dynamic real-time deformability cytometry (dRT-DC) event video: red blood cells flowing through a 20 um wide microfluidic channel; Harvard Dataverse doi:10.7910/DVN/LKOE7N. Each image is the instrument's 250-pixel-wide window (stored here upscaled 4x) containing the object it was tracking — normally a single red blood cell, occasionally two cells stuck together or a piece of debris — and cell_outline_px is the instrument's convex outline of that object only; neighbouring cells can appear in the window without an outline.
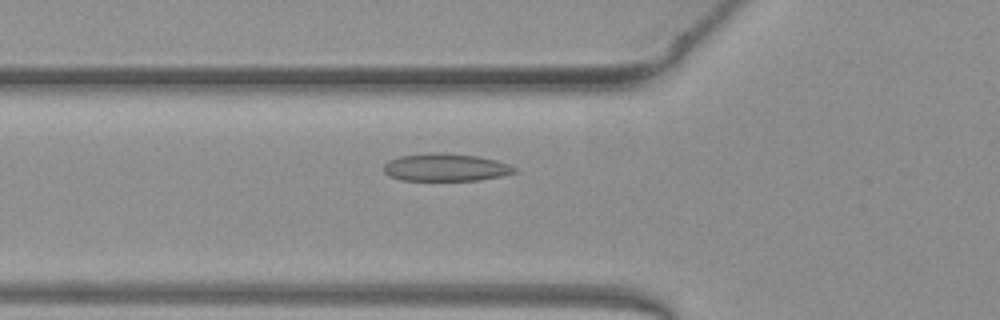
{"species": "common noctule bat (a hibernating species)", "species_latin": "Nyctalus noctula", "temperature_condition": "warm", "stored_images_in_passage": 42, "camera_frame_rate_fps": 3000, "um_per_image_px": 0.085, "animal": {"sex": "female", "body_mass_g": 19.3, "forearm_length_mm": 54.1}, "frame": {"image": 1, "passage_image": 9, "time_ms": 2.667, "image_size_px": [1000, 320], "cell_outline_px": [[516, 172], [500, 176], [480, 180], [400, 180], [388, 176], [384, 172], [384, 164], [388, 160], [400, 156], [480, 156], [496, 160], [508, 164], [516, 168]], "centroid_in_image_um": [37.89, 14.29], "position_along_channel_um": 87.9, "area_um2": 19.88}}
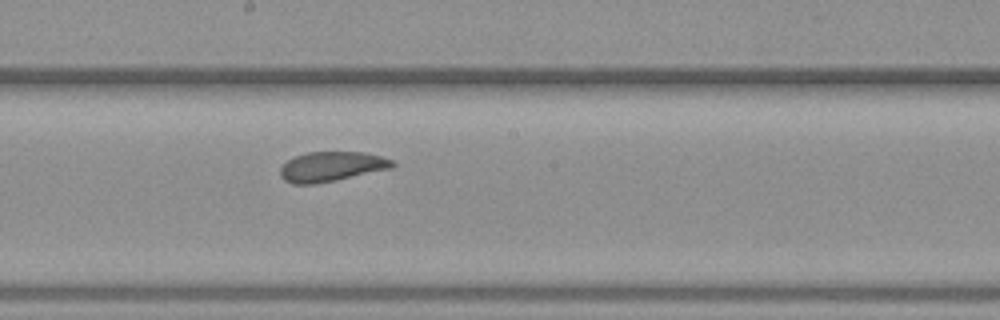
{"frame": {"image": 2, "passage_image": 19, "time_ms": 6.0, "image_size_px": [1000, 320], "cell_outline_px": [[396, 164], [392, 168], [336, 180], [316, 184], [292, 184], [284, 180], [280, 176], [280, 168], [288, 160], [296, 156], [308, 152], [364, 152], [380, 156], [392, 160]], "centroid_in_image_um": [28.17, 14.16], "position_along_channel_um": 220.0, "area_um2": 19.42}}
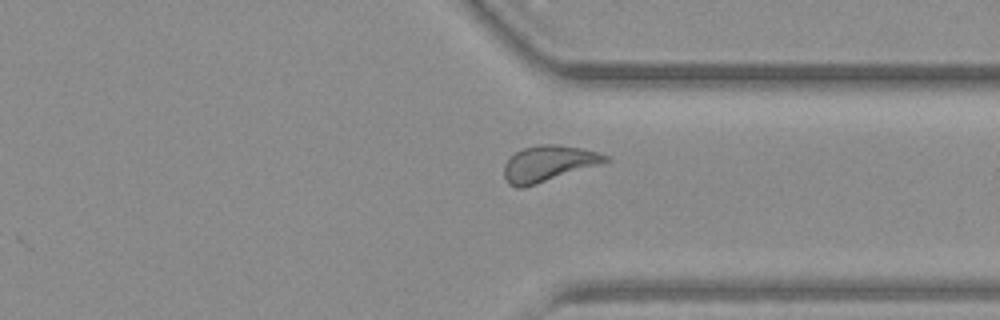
{"frame": {"image": 3, "passage_image": 30, "time_ms": 9.667, "image_size_px": [1000, 320], "cell_outline_px": [[608, 160], [600, 164], [524, 188], [516, 188], [508, 184], [504, 176], [504, 164], [516, 152], [524, 148], [540, 144], [556, 144], [580, 148], [596, 152], [608, 156]], "centroid_in_image_um": [46.56, 13.91], "position_along_channel_um": 364.8, "area_um2": 20.92}, "authors_computed_cell_mechanics": {"area_um2": 20.3745, "velocity_mm_per_s": 3.9553, "shape_relaxation_time_tau1_ms": 3.997, "shape_relaxation_time_tau2_ms": 1.4371, "deformation_change_tau1": 0.126, "deformation_change_tau2": 0.0877}}